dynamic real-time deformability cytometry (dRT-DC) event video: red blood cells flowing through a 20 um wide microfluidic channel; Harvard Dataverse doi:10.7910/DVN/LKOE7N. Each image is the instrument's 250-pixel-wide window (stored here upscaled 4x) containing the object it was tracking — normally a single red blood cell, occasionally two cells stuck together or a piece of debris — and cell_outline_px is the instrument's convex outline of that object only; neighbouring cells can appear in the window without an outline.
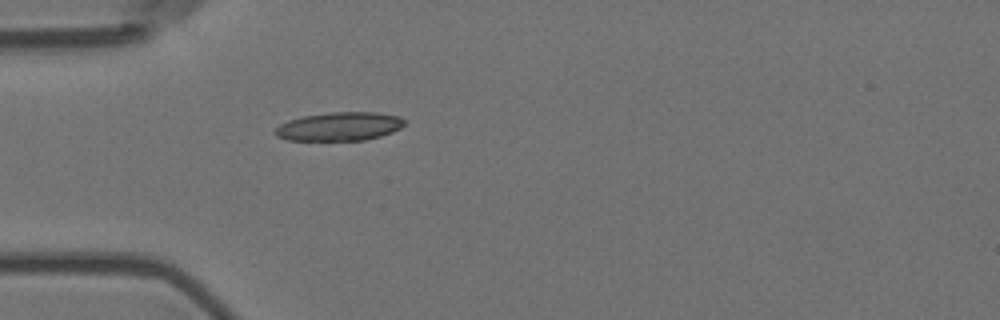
{"species": "Egyptian fruit bat (a non-hibernating species)", "species_latin": "Rousettus aegyptiacus", "temperature_condition": "room temperature", "stored_images_in_passage": 1, "camera_frame_rate_fps": 3000, "um_per_image_px": 0.085, "animal": {"sex": "female"}, "frame": {"image": 1, "passage_image": 1, "time_ms": 0.0, "image_size_px": [1000, 320], "cell_outline_px": [[408, 120], [400, 128], [392, 132], [380, 136], [364, 140], [288, 140], [276, 136], [272, 132], [280, 124], [288, 120], [304, 116], [332, 112], [376, 112], [400, 116]], "centroid_in_image_um": [28.87, 10.74], "position_along_channel_um": 56.1, "area_um2": 21.62}}